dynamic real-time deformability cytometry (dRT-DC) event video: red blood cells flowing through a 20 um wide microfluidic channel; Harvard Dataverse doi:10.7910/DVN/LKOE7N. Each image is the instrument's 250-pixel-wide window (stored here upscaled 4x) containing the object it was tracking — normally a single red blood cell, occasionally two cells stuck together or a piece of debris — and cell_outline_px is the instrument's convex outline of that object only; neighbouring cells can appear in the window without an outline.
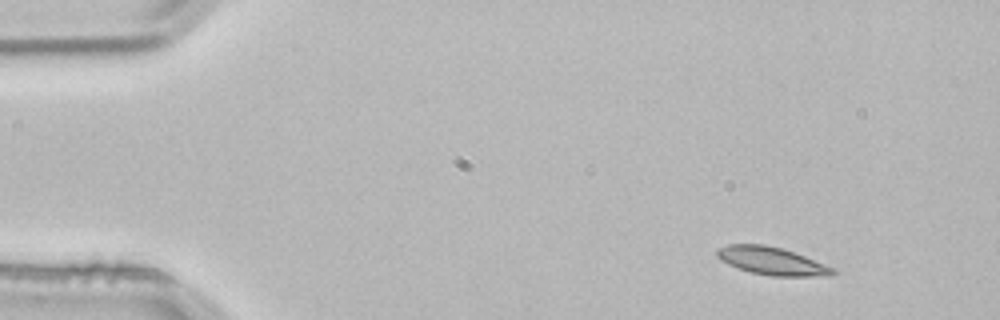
{"species": "common noctule bat (a hibernating species)", "species_latin": "Nyctalus noctula", "temperature_condition": "room temperature", "stored_images_in_passage": 4, "segment_of_instrument_passage": [1, 2], "camera_frame_rate_fps": 3000, "um_per_image_px": 0.085, "animal": {"sex": "male", "body_mass_g": 21.5, "forearm_length_mm": 52.0}, "frame": {"image": 1, "passage_image": 1, "time_ms": 0.0, "image_size_px": [1000, 320], "cell_outline_px": [[836, 272], [832, 276], [772, 276], [752, 272], [728, 264], [720, 260], [716, 256], [716, 248], [728, 244], [764, 244], [780, 248], [804, 256], [836, 268]], "centroid_in_image_um": [65.6, 22.18], "position_along_channel_um": 19.4, "area_um2": 18.73}}